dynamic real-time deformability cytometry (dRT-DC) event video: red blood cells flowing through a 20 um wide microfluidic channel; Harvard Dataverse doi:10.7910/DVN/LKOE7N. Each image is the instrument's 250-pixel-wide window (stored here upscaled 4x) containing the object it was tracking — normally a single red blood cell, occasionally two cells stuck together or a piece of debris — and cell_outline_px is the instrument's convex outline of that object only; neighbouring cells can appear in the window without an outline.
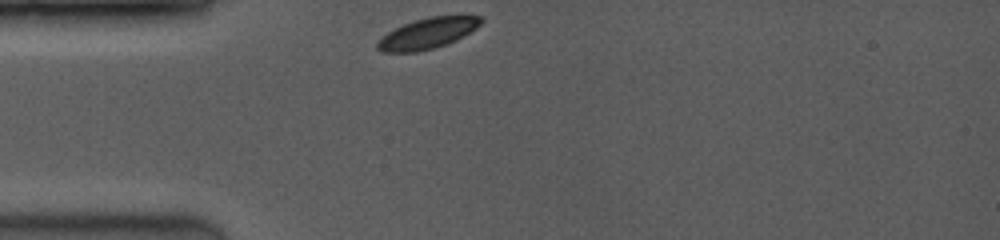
{"species": "common noctule bat (a hibernating species)", "species_latin": "Nyctalus noctula", "temperature_condition": "room temperature", "stored_images_in_passage": 22, "camera_frame_rate_fps": 3500, "um_per_image_px": 0.085, "animal": {"sex": "female", "body_mass_g": 19.0, "forearm_length_mm": 53.3}, "frame": {"image": 1, "passage_image": 1, "time_ms": 0.0, "image_size_px": [1000, 240], "cell_outline_px": [[484, 20], [476, 28], [444, 44], [432, 48], [416, 52], [380, 52], [376, 48], [376, 44], [388, 32], [404, 24], [428, 16], [484, 16]], "centroid_in_image_um": [36.32, 2.83], "position_along_channel_um": 48.7, "area_um2": 17.98}}
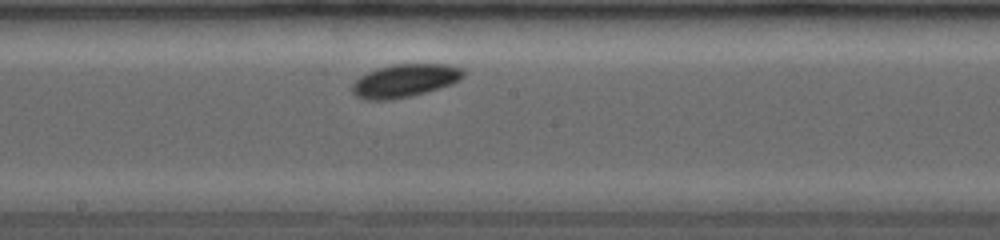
{"frame": {"image": 2, "passage_image": 11, "time_ms": 4.571, "image_size_px": [1000, 240], "cell_outline_px": [[464, 76], [460, 80], [452, 84], [440, 88], [412, 96], [392, 100], [368, 100], [356, 96], [352, 92], [352, 84], [360, 76], [368, 72], [380, 68], [396, 64], [448, 64], [464, 68]], "centroid_in_image_um": [34.44, 6.86], "position_along_channel_um": 213.8, "area_um2": 21.5}}
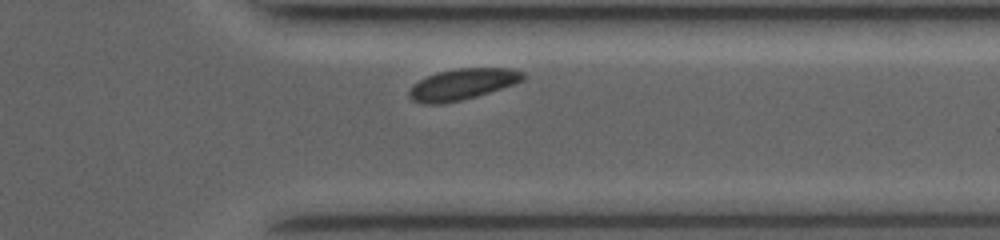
{"frame": {"image": 3, "passage_image": 20, "time_ms": 8.571, "image_size_px": [1000, 240], "cell_outline_px": [[524, 80], [476, 96], [444, 104], [424, 104], [412, 100], [408, 96], [408, 92], [412, 84], [436, 72], [456, 68], [512, 68], [524, 72]], "centroid_in_image_um": [39.26, 7.15], "position_along_channel_um": 372.1, "area_um2": 20.58}, "authors_computed_cell_mechanics": {"area_um2": 20.6635, "velocity_mm_per_s": 3.9189, "shape_relaxation_time_tau1_ms": 0.6897, "shape_relaxation_time_tau2_ms": null, "deformation_change_tau1": 0.0553, "deformation_change_tau2": null}}